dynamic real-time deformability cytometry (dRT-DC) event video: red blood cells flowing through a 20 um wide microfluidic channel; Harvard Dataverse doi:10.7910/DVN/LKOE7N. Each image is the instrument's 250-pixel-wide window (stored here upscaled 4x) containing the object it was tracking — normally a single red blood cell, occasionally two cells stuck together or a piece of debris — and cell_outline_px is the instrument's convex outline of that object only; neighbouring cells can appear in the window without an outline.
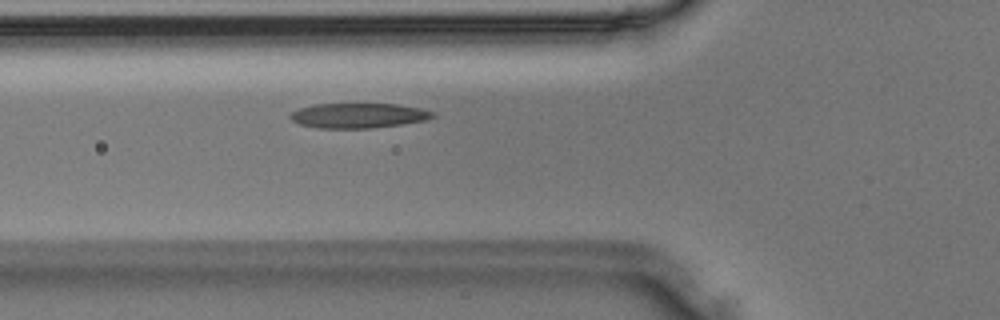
{"species": "Egyptian fruit bat (a non-hibernating species)", "species_latin": "Rousettus aegyptiacus", "temperature_condition": "room temperature", "stored_images_in_passage": 39, "camera_frame_rate_fps": 3000, "um_per_image_px": 0.085, "animal": {"sex": "male"}, "frame": {"image": 1, "passage_image": 10, "time_ms": 3.0, "image_size_px": [1000, 320], "cell_outline_px": [[436, 116], [424, 120], [400, 124], [372, 128], [320, 128], [300, 124], [292, 120], [288, 116], [292, 112], [300, 108], [316, 104], [396, 104], [420, 108], [436, 112]], "centroid_in_image_um": [30.48, 9.82], "position_along_channel_um": 95.3, "area_um2": 20.52}}
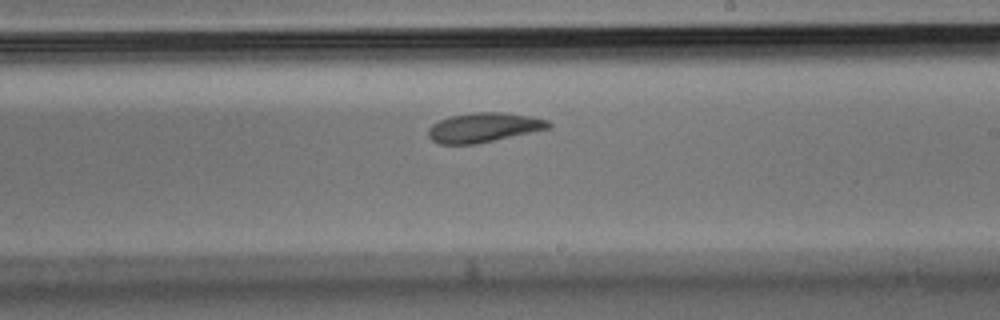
{"frame": {"image": 2, "passage_image": 21, "time_ms": 6.667, "image_size_px": [1000, 320], "cell_outline_px": [[552, 128], [476, 144], [440, 144], [432, 140], [428, 136], [428, 128], [432, 124], [440, 120], [452, 116], [472, 112], [500, 112], [532, 116], [548, 120], [552, 124]], "centroid_in_image_um": [41.14, 10.83], "position_along_channel_um": 247.9, "area_um2": 20.75}}
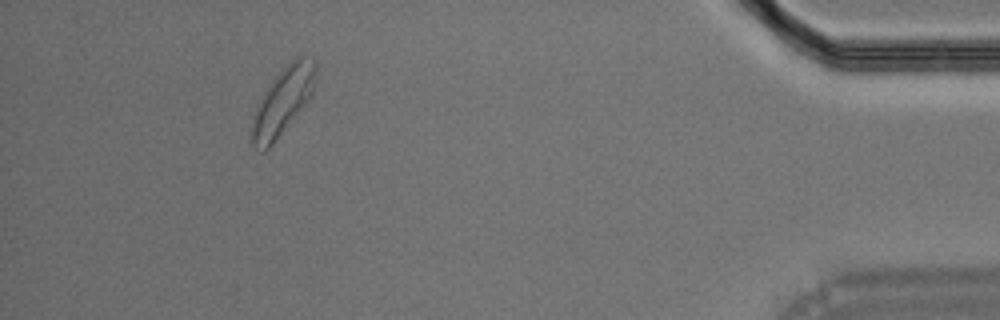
{"frame": {"image": 3, "passage_image": 37, "time_ms": 12.0, "image_size_px": [1000, 320], "cell_outline_px": [[316, 72], [312, 92], [308, 100], [272, 144], [264, 152], [260, 152], [252, 148], [248, 140], [252, 116], [268, 84], [296, 56], [304, 52], [316, 60]], "centroid_in_image_um": [23.99, 8.62], "position_along_channel_um": 411.2, "area_um2": 25.26}}